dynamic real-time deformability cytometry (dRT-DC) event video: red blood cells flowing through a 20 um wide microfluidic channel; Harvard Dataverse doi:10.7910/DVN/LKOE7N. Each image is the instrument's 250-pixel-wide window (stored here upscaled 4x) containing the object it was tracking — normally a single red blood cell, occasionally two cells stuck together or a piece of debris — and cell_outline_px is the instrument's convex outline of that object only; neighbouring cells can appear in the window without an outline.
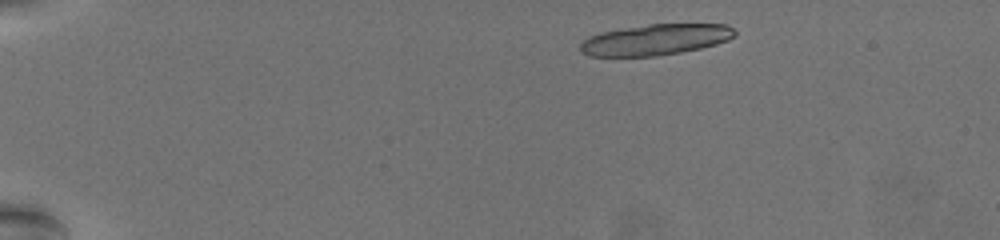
{"species": "common noctule bat (a hibernating species)", "species_latin": "Nyctalus noctula", "temperature_condition": "warm", "stored_images_in_passage": 22, "segment_of_instrument_passage": [1, 2], "camera_frame_rate_fps": 3000, "um_per_image_px": 0.085, "animal": {"sex": "female", "body_mass_g": 19.5, "forearm_length_mm": 54.1}, "frame": {"image": 1, "passage_image": 6, "time_ms": 1.667, "image_size_px": [1000, 240], "cell_outline_px": [[736, 36], [728, 40], [716, 44], [700, 48], [680, 52], [656, 56], [588, 56], [580, 52], [580, 44], [584, 40], [600, 32], [648, 24], [728, 24], [736, 32]], "centroid_in_image_um": [55.73, 3.37], "position_along_channel_um": 29.3, "area_um2": 27.8}}